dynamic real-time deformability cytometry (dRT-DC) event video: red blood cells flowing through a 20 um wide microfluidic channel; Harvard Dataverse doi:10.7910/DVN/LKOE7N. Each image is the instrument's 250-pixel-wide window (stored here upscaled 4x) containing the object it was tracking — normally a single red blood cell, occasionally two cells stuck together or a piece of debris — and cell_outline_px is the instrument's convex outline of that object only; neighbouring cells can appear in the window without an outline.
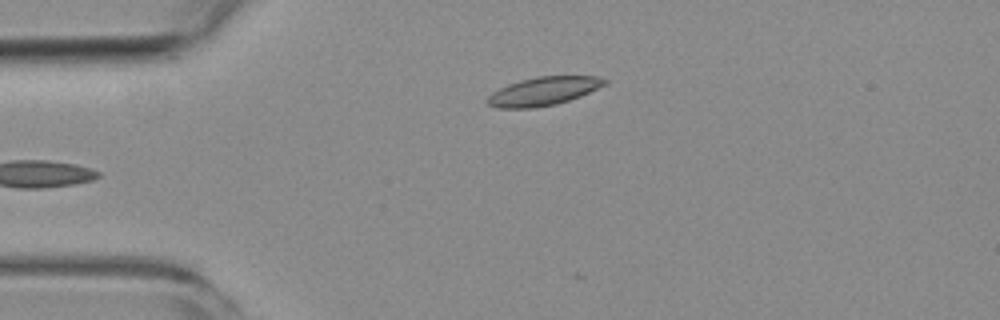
{"species": "common noctule bat (a hibernating species)", "species_latin": "Nyctalus noctula", "temperature_condition": "room temperature", "stored_images_in_passage": 3, "camera_frame_rate_fps": 3000, "um_per_image_px": 0.085, "animal": {"sex": "female", "body_mass_g": 19.3, "forearm_length_mm": 54.1}, "frame": {"image": 1, "passage_image": 3, "time_ms": 2.333, "image_size_px": [1000, 320], "cell_outline_px": [[608, 84], [580, 96], [556, 104], [532, 108], [500, 108], [488, 104], [484, 100], [492, 92], [508, 84], [520, 80], [536, 76], [596, 76], [608, 80]], "centroid_in_image_um": [46.19, 7.74], "position_along_channel_um": 38.8, "area_um2": 19.48}}